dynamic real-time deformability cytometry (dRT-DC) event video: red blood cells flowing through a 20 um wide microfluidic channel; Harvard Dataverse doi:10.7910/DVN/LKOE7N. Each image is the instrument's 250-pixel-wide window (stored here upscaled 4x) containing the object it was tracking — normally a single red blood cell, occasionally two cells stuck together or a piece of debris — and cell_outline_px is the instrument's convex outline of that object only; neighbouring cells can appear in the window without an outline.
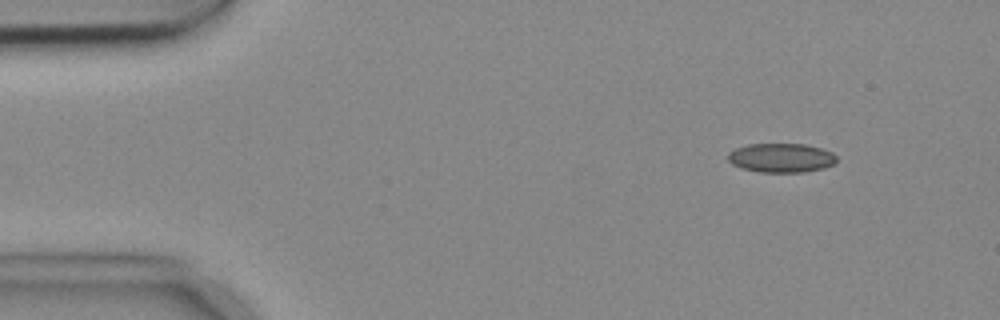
{"species": "common noctule bat (a hibernating species)", "species_latin": "Nyctalus noctula", "temperature_condition": "cold", "stored_images_in_passage": 4, "camera_frame_rate_fps": 3000, "um_per_image_px": 0.085, "animal": {"sex": "female", "body_mass_g": 18.4}, "frame": {"image": 1, "passage_image": 2, "time_ms": 0.333, "image_size_px": [1000, 320], "cell_outline_px": [[836, 164], [824, 168], [804, 172], [760, 172], [740, 168], [732, 164], [728, 160], [728, 152], [736, 148], [748, 144], [804, 144], [820, 148], [832, 152], [836, 156]], "centroid_in_image_um": [66.4, 13.42], "position_along_channel_um": 18.6, "area_um2": 18.55}}